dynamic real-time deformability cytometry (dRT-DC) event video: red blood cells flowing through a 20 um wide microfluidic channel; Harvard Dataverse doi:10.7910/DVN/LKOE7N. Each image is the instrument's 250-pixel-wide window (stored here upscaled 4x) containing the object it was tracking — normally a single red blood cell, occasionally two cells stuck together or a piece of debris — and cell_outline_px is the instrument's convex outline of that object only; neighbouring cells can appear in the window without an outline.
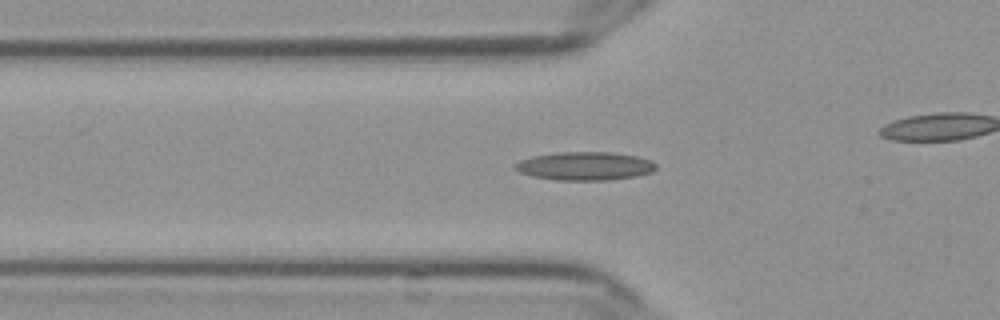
{"species": "Egyptian fruit bat (a non-hibernating species)", "species_latin": "Rousettus aegyptiacus", "temperature_condition": "cold", "stored_images_in_passage": 53, "camera_frame_rate_fps": 3000, "um_per_image_px": 0.085, "frame": {"image": 1, "passage_image": 19, "time_ms": 6.0, "image_size_px": [1000, 320], "cell_outline_px": [[656, 168], [652, 172], [636, 176], [608, 180], [556, 180], [532, 176], [520, 172], [516, 168], [516, 164], [520, 160], [532, 156], [560, 152], [612, 152], [636, 156], [648, 160], [656, 164]], "centroid_in_image_um": [49.73, 14.11], "position_along_channel_um": 76.1, "area_um2": 23.12}}
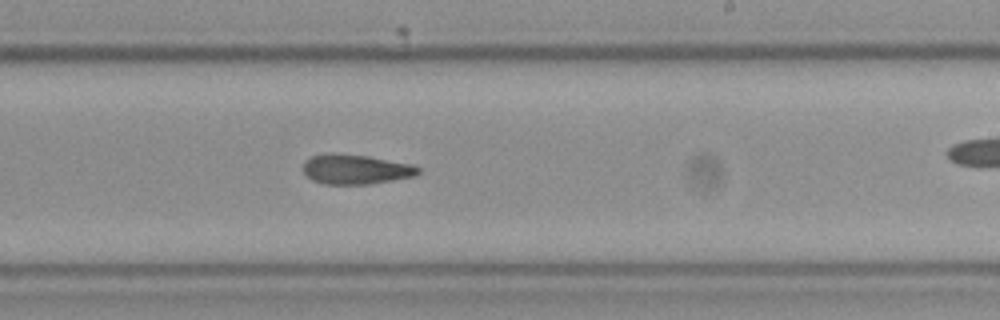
{"frame": {"image": 2, "passage_image": 34, "time_ms": 11.0, "image_size_px": [1000, 320], "cell_outline_px": [[420, 172], [416, 176], [368, 184], [324, 184], [312, 180], [304, 172], [304, 160], [312, 156], [328, 152], [332, 152], [368, 156], [412, 164], [420, 168]], "centroid_in_image_um": [30.23, 14.38], "position_along_channel_um": 258.8, "area_um2": 20.06}}
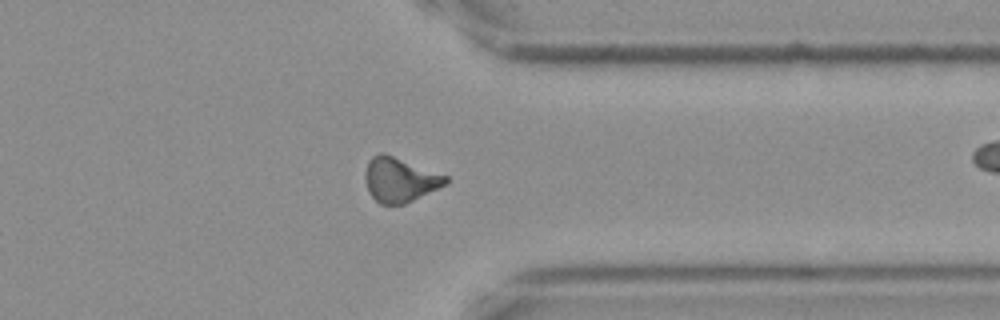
{"frame": {"image": 3, "passage_image": 44, "time_ms": 14.333, "image_size_px": [1000, 320], "cell_outline_px": [[448, 184], [404, 204], [380, 204], [368, 192], [364, 176], [368, 160], [372, 156], [380, 152], [384, 152], [448, 176]], "centroid_in_image_um": [33.98, 15.26], "position_along_channel_um": 377.4, "area_um2": 20.98}}